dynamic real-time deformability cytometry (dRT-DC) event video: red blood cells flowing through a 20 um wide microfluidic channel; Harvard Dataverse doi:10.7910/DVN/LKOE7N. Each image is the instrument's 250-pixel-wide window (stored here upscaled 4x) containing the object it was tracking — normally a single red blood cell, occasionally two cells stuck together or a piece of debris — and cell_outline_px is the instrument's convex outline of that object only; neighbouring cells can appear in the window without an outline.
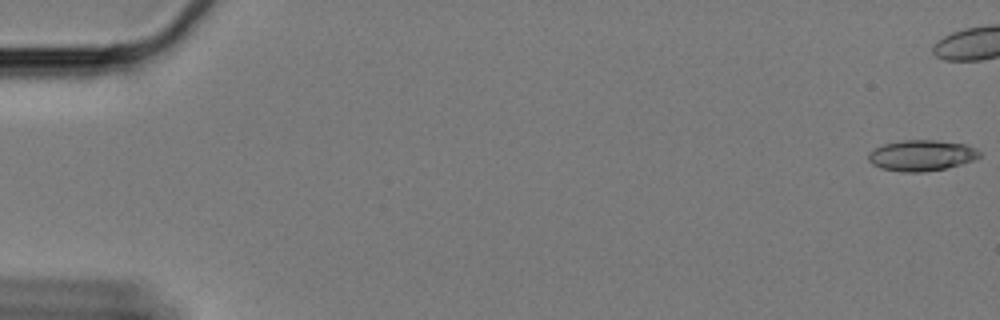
{"species": "Egyptian fruit bat (a non-hibernating species)", "species_latin": "Rousettus aegyptiacus", "temperature_condition": "cold", "stored_images_in_passage": 7, "camera_frame_rate_fps": 3000, "um_per_image_px": 0.085, "animal": {"sex": "female"}, "frame": {"image": 1, "passage_image": 1, "time_ms": 0.0, "image_size_px": [1000, 320], "cell_outline_px": [[980, 156], [976, 160], [944, 168], [924, 172], [904, 172], [880, 168], [872, 164], [868, 160], [868, 156], [876, 148], [884, 144], [904, 140], [932, 140], [964, 144], [976, 148], [980, 152]], "centroid_in_image_um": [78.35, 13.22], "position_along_channel_um": 6.7, "area_um2": 19.77}}